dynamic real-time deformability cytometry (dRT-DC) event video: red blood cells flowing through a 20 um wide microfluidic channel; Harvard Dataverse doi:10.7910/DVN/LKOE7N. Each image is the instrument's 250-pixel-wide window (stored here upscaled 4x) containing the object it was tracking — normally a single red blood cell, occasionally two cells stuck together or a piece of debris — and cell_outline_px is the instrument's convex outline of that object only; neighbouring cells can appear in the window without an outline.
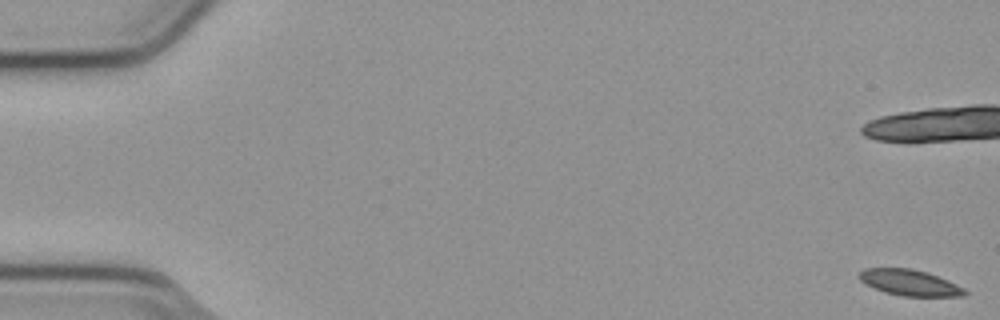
{"species": "common noctule bat (a hibernating species)", "species_latin": "Nyctalus noctula", "temperature_condition": "cold", "stored_images_in_passage": 21, "camera_frame_rate_fps": 3000, "um_per_image_px": 0.085, "animal": {"sex": "male", "body_mass_g": 23.1, "forearm_length_mm": 52.7}, "frame": {"image": 1, "passage_image": 1, "time_ms": 0.0, "image_size_px": [1000, 320], "cell_outline_px": [[968, 292], [964, 296], [904, 296], [884, 292], [860, 280], [856, 276], [856, 272], [864, 268], [908, 268], [924, 272], [948, 280], [964, 288]], "centroid_in_image_um": [77.29, 24.02], "position_along_channel_um": 7.7, "area_um2": 15.84}}